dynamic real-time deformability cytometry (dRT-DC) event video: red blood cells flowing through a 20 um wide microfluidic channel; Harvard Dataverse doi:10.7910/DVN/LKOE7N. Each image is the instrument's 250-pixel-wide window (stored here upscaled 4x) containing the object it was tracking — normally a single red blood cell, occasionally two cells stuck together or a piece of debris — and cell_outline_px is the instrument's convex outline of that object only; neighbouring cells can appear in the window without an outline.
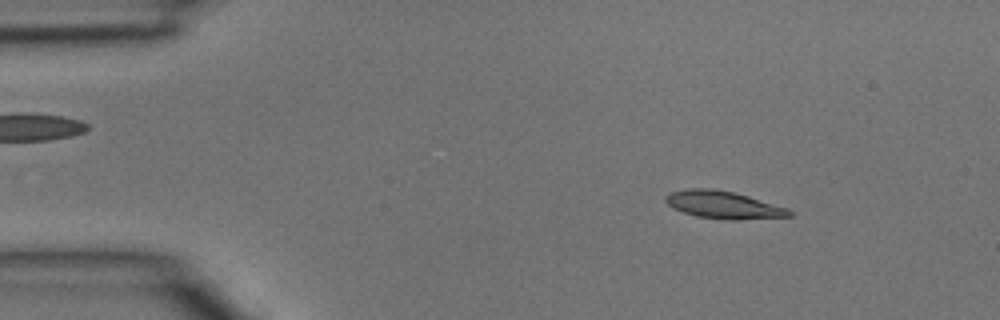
{"species": "common noctule bat (a hibernating species)", "species_latin": "Nyctalus noctula", "temperature_condition": "room temperature", "stored_images_in_passage": 44, "camera_frame_rate_fps": 3000, "um_per_image_px": 0.085, "animal": {"sex": "male", "body_mass_g": 15.6}, "frame": {"image": 1, "passage_image": 5, "time_ms": 1.333, "image_size_px": [1000, 320], "cell_outline_px": [[792, 216], [736, 220], [728, 220], [696, 216], [672, 208], [664, 200], [664, 196], [668, 192], [684, 188], [712, 188], [732, 192], [748, 196], [788, 208], [792, 212]], "centroid_in_image_um": [61.43, 17.4], "position_along_channel_um": 23.6, "area_um2": 19.94}}
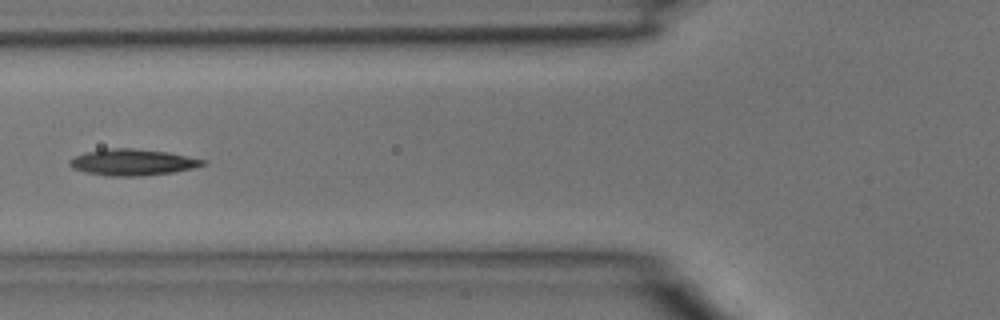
{"frame": {"image": 2, "passage_image": 16, "time_ms": 5.0, "image_size_px": [1000, 320], "cell_outline_px": [[208, 164], [192, 168], [172, 172], [140, 176], [108, 176], [84, 172], [72, 168], [68, 164], [68, 160], [84, 152], [108, 148], [132, 148], [168, 152], [208, 160]], "centroid_in_image_um": [11.26, 13.79], "position_along_channel_um": 114.5, "area_um2": 20.58}}
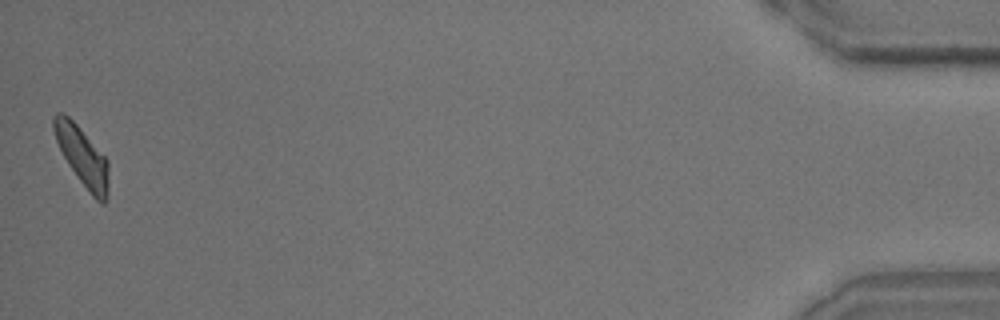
{"frame": {"image": 3, "passage_image": 44, "time_ms": 14.333, "image_size_px": [1000, 320], "cell_outline_px": [[108, 196], [104, 204], [100, 204], [92, 196], [68, 164], [56, 140], [52, 128], [52, 116], [56, 112], [60, 112], [68, 116], [76, 124], [104, 156], [108, 164]], "centroid_in_image_um": [6.98, 13.3], "position_along_channel_um": 428.2, "area_um2": 18.5}}